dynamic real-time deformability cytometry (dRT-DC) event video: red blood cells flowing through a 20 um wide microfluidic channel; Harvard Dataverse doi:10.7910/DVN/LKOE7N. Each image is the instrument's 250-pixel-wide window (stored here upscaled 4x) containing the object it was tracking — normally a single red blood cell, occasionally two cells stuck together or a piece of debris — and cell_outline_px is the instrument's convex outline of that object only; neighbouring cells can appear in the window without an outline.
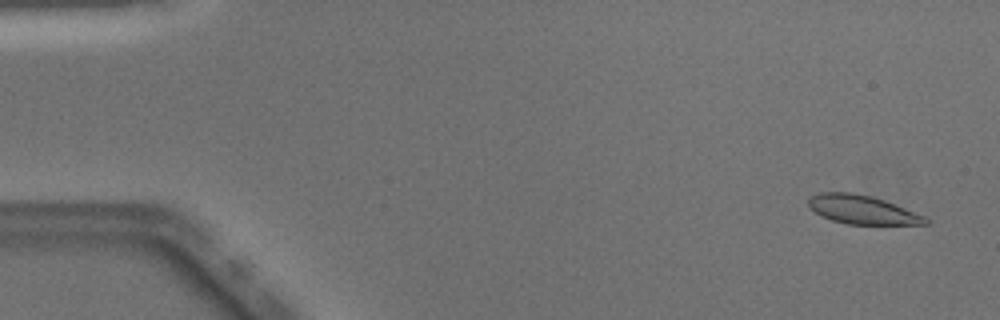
{"species": "Egyptian fruit bat (a non-hibernating species)", "species_latin": "Rousettus aegyptiacus", "temperature_condition": "warm", "stored_images_in_passage": 50, "camera_frame_rate_fps": 3000, "um_per_image_px": 0.085, "animal": {"sex": "male"}, "frame": {"image": 1, "passage_image": 3, "time_ms": 0.667, "image_size_px": [1000, 320], "cell_outline_px": [[932, 224], [848, 224], [832, 220], [816, 212], [808, 204], [808, 200], [812, 196], [820, 192], [852, 192], [884, 200], [924, 216], [932, 220]], "centroid_in_image_um": [73.33, 17.83], "position_along_channel_um": 11.7, "area_um2": 19.25}}
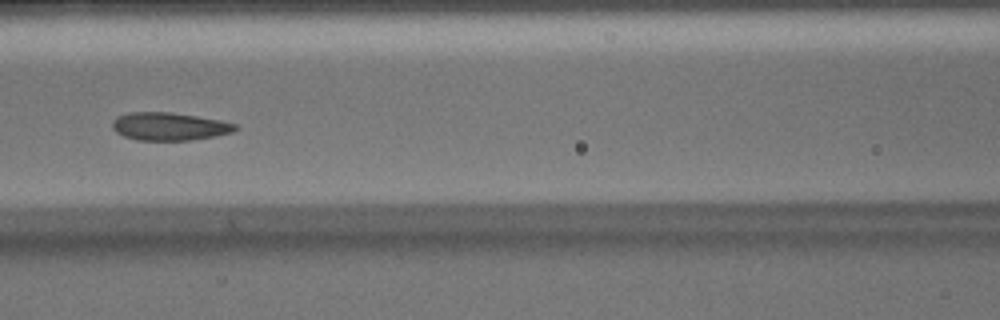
{"frame": {"image": 2, "passage_image": 23, "time_ms": 7.333, "image_size_px": [1000, 320], "cell_outline_px": [[240, 128], [232, 132], [216, 136], [192, 140], [136, 140], [124, 136], [116, 132], [112, 128], [112, 120], [116, 116], [128, 112], [172, 112], [220, 120], [236, 124]], "centroid_in_image_um": [14.38, 10.74], "position_along_channel_um": 152.2, "area_um2": 20.17}}
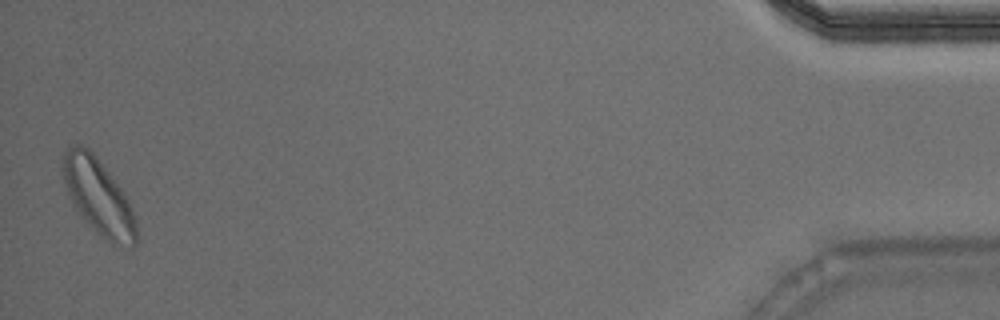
{"frame": {"image": 3, "passage_image": 50, "time_ms": 16.333, "image_size_px": [1000, 320], "cell_outline_px": [[136, 244], [132, 248], [112, 244], [100, 236], [80, 216], [68, 196], [64, 180], [64, 148], [72, 144], [80, 144], [88, 148], [96, 156], [124, 192], [132, 208], [136, 220]], "centroid_in_image_um": [8.38, 16.74], "position_along_channel_um": 426.8, "area_um2": 32.48}, "authors_computed_cell_mechanics": {"area_um2": 20.3745, "velocity_mm_per_s": 4.026, "shape_relaxation_time_tau1_ms": 2.7575, "shape_relaxation_time_tau2_ms": 1.6373, "deformation_change_tau1": 0.121, "deformation_change_tau2": 0.0778}}